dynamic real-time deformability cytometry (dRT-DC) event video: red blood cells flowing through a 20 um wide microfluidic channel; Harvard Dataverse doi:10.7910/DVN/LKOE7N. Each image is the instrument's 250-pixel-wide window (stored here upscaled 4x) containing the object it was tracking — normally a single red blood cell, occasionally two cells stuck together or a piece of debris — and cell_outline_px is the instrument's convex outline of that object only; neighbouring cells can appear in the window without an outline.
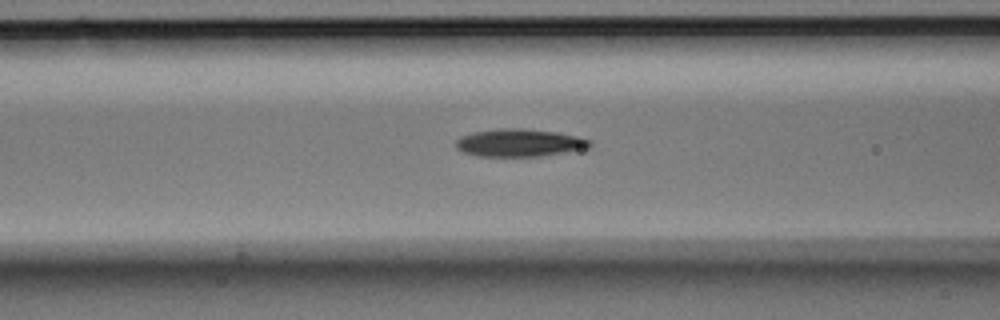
{"species": "Egyptian fruit bat (a non-hibernating species)", "species_latin": "Rousettus aegyptiacus", "temperature_condition": "room temperature", "stored_images_in_passage": 9, "camera_frame_rate_fps": 3000, "um_per_image_px": 0.085, "animal": {"sex": "male"}, "frame": {"image": 1, "passage_image": 8, "time_ms": 2.333, "image_size_px": [1000, 320], "cell_outline_px": [[592, 144], [588, 148], [540, 156], [480, 156], [464, 152], [456, 148], [456, 140], [460, 136], [472, 132], [500, 128], [524, 128], [556, 132], [576, 136], [592, 140]], "centroid_in_image_um": [44.14, 12.13], "position_along_channel_um": 122.5, "area_um2": 21.56}}
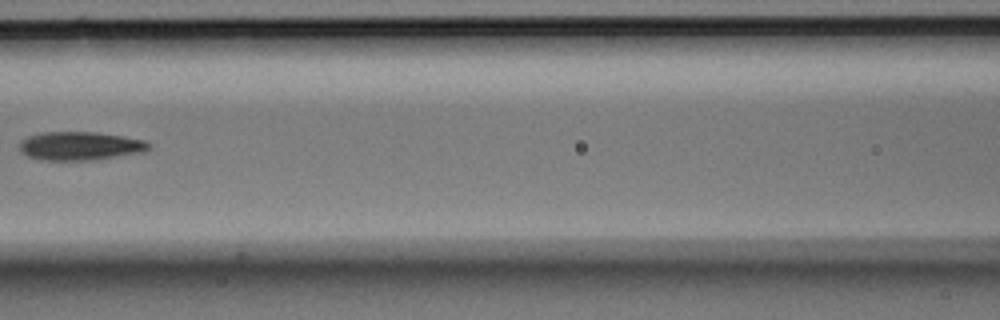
{"frame": {"image": 2, "passage_image": 9, "time_ms": 2.667, "image_size_px": [1000, 320], "cell_outline_px": [[148, 148], [144, 152], [92, 160], [40, 160], [28, 156], [20, 152], [20, 140], [28, 136], [40, 132], [96, 132], [144, 140], [148, 144]], "centroid_in_image_um": [6.74, 12.4], "position_along_channel_um": 159.9, "area_um2": 21.39}}